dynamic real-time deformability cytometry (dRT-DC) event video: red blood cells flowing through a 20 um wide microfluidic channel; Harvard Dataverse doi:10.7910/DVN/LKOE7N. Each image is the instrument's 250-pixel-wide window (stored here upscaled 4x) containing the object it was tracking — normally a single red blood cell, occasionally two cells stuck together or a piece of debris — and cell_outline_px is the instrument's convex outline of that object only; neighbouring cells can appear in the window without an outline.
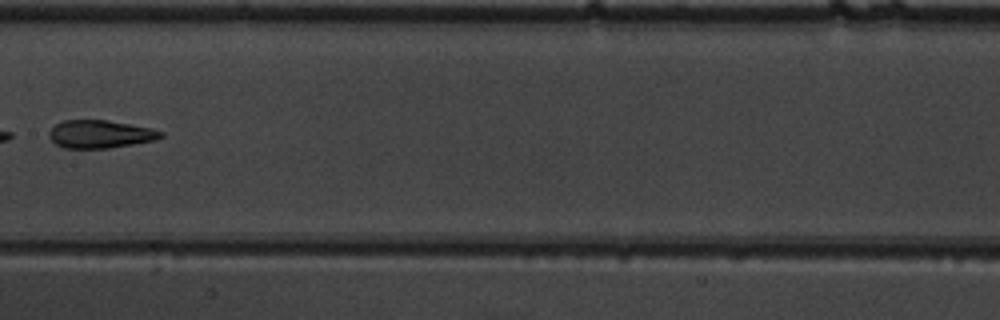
{"species": "common noctule bat (a hibernating species)", "species_latin": "Nyctalus noctula", "temperature_condition": "warm", "stored_images_in_passage": 8, "camera_frame_rate_fps": 3000, "um_per_image_px": 0.085, "animal": {"sex": "male", "body_mass_g": 19.5, "forearm_length_mm": 54.6}, "frame": {"image": 1, "passage_image": 7, "time_ms": 2.0, "image_size_px": [1000, 320], "cell_outline_px": [[164, 136], [156, 140], [108, 148], [64, 148], [56, 144], [48, 136], [48, 132], [56, 124], [64, 120], [108, 120], [148, 128], [164, 132]], "centroid_in_image_um": [8.5, 11.4], "position_along_channel_um": 198.9, "area_um2": 18.03}}
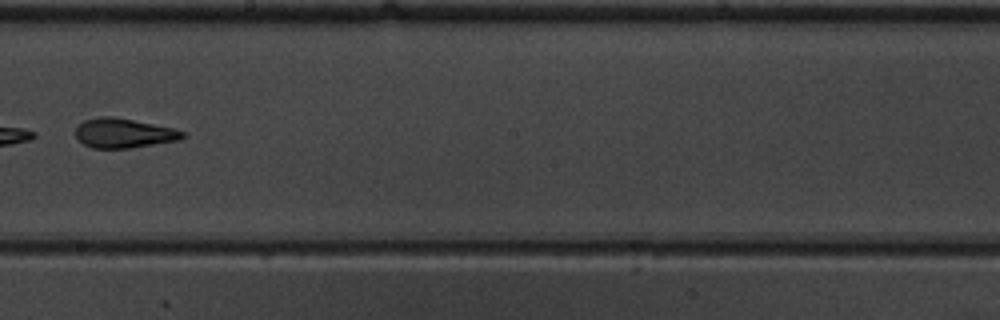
{"frame": {"image": 2, "passage_image": 8, "time_ms": 2.333, "image_size_px": [1000, 320], "cell_outline_px": [[184, 136], [176, 140], [128, 148], [92, 148], [76, 140], [76, 128], [84, 120], [100, 116], [112, 116], [172, 128], [184, 132]], "centroid_in_image_um": [10.43, 11.31], "position_along_channel_um": 237.8, "area_um2": 18.03}}